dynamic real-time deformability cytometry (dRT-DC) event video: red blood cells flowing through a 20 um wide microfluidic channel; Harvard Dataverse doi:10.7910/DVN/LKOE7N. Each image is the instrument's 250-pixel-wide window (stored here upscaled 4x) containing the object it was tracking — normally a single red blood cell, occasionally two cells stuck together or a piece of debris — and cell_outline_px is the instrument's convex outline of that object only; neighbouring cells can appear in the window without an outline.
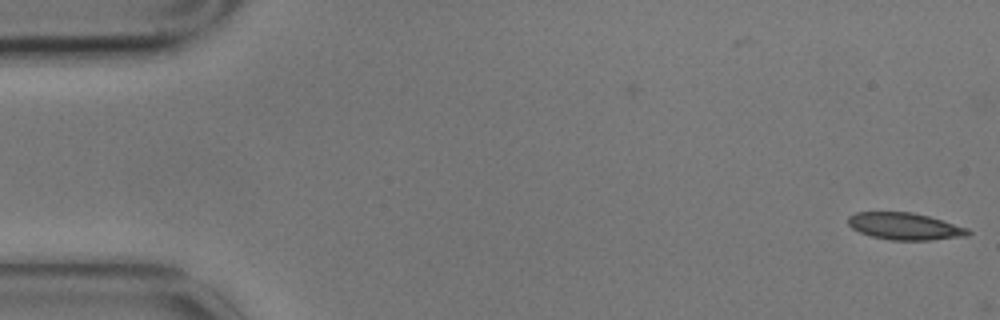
{"species": "common noctule bat (a hibernating species)", "species_latin": "Nyctalus noctula", "temperature_condition": "cold", "stored_images_in_passage": 2, "camera_frame_rate_fps": 3000, "um_per_image_px": 0.085, "animal": {"sex": "male", "body_mass_g": 17.9}, "frame": {"image": 1, "passage_image": 2, "time_ms": 0.333, "image_size_px": [1000, 320], "cell_outline_px": [[972, 232], [968, 236], [932, 240], [888, 240], [872, 236], [860, 232], [852, 228], [848, 224], [848, 216], [856, 212], [912, 212], [928, 216], [968, 228]], "centroid_in_image_um": [76.92, 19.24], "position_along_channel_um": 8.1, "area_um2": 18.9}}